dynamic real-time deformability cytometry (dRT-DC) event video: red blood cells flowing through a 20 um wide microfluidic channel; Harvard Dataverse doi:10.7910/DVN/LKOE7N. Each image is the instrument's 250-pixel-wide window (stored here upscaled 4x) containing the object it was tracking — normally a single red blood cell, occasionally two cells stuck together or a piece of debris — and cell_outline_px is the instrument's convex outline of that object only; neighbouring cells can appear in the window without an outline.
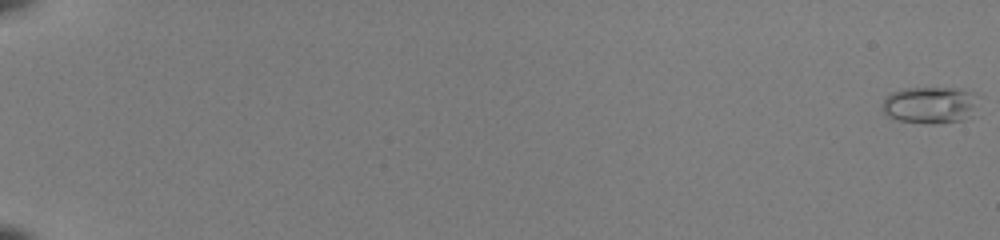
{"species": "common noctule bat (a hibernating species)", "species_latin": "Nyctalus noctula", "temperature_condition": "room temperature", "stored_images_in_passage": 55, "camera_frame_rate_fps": 3000, "um_per_image_px": 0.085, "animal": {"sex": "female", "body_mass_g": 22.0, "forearm_length_mm": 56.7}, "frame": {"image": 1, "passage_image": 1, "time_ms": 0.0, "image_size_px": [1000, 240], "cell_outline_px": [[984, 96], [972, 116], [960, 120], [932, 124], [900, 120], [888, 116], [880, 108], [884, 100], [892, 92], [904, 88], [964, 88], [976, 92]], "centroid_in_image_um": [79.18, 8.89], "position_along_channel_um": 5.8, "area_um2": 21.27}}
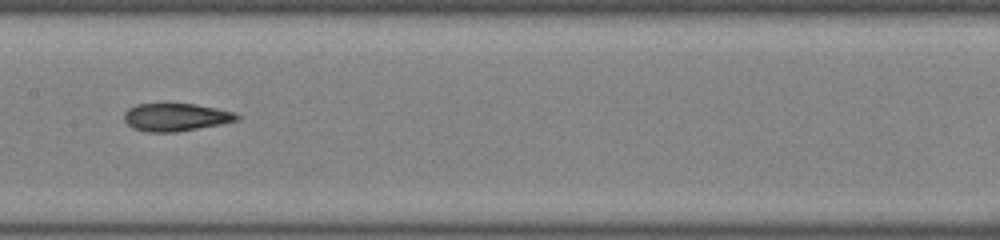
{"frame": {"image": 2, "passage_image": 32, "time_ms": 10.333, "image_size_px": [1000, 240], "cell_outline_px": [[240, 116], [236, 120], [220, 124], [176, 132], [148, 132], [132, 128], [124, 120], [124, 112], [128, 108], [136, 104], [196, 104], [216, 108], [232, 112]], "centroid_in_image_um": [14.89, 9.96], "position_along_channel_um": 192.5, "area_um2": 18.09}}
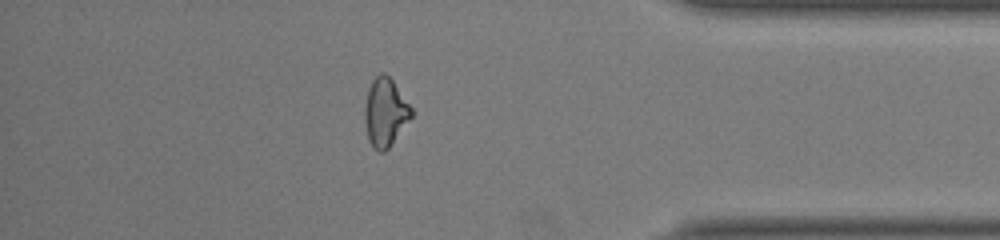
{"frame": {"image": 3, "passage_image": 49, "time_ms": 16.0, "image_size_px": [1000, 240], "cell_outline_px": [[412, 116], [388, 148], [384, 152], [380, 152], [372, 148], [368, 140], [364, 120], [364, 108], [368, 88], [372, 80], [380, 72], [384, 72], [392, 80], [412, 108]], "centroid_in_image_um": [32.71, 9.55], "position_along_channel_um": 402.5, "area_um2": 18.5}, "authors_computed_cell_mechanics": {"area_um2": 18.785, "velocity_mm_per_s": 4.0185, "shape_relaxation_time_tau1_ms": null, "shape_relaxation_time_tau2_ms": 2.4867, "deformation_change_tau1": null, "deformation_change_tau2": 0.0976}}